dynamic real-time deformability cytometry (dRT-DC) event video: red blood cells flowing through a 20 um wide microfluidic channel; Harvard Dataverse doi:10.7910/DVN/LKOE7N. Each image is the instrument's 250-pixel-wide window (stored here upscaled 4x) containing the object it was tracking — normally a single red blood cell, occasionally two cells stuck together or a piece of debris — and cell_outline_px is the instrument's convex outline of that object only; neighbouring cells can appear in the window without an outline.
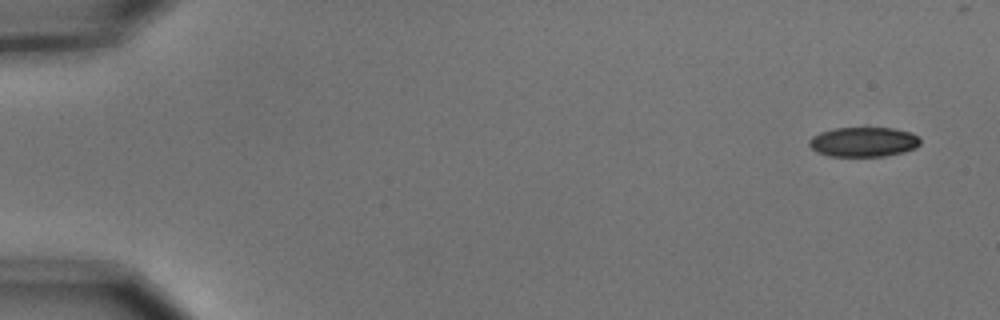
{"species": "common noctule bat (a hibernating species)", "species_latin": "Nyctalus noctula", "temperature_condition": "cold", "stored_images_in_passage": 5, "camera_frame_rate_fps": 3000, "um_per_image_px": 0.085, "animal": {"sex": "male", "body_mass_g": 15.6}, "frame": {"image": 1, "passage_image": 1, "time_ms": 0.0, "image_size_px": [1000, 320], "cell_outline_px": [[920, 144], [916, 148], [904, 152], [884, 156], [828, 156], [816, 152], [808, 144], [808, 140], [812, 136], [820, 132], [832, 128], [864, 124], [892, 128], [912, 132], [920, 140]], "centroid_in_image_um": [73.37, 12.01], "position_along_channel_um": 11.6, "area_um2": 20.23}}
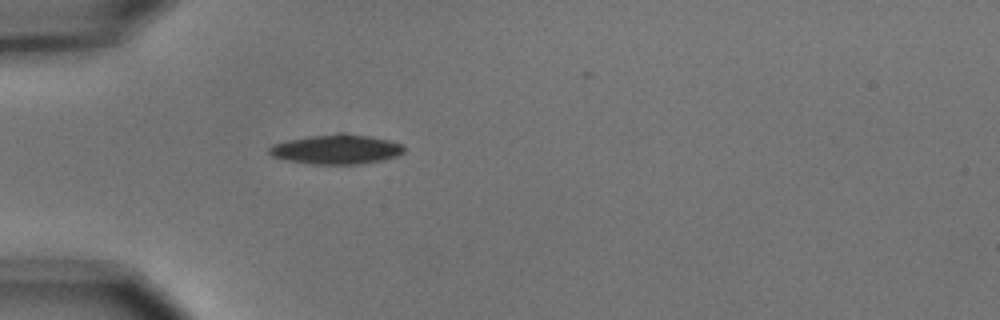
{"frame": {"image": 2, "passage_image": 5, "time_ms": 1.333, "image_size_px": [1000, 320], "cell_outline_px": [[404, 152], [396, 156], [380, 160], [360, 164], [312, 164], [288, 160], [272, 156], [268, 152], [268, 148], [272, 144], [288, 140], [312, 136], [340, 132], [344, 132], [368, 136], [388, 140], [400, 144], [404, 148]], "centroid_in_image_um": [28.57, 12.68], "position_along_channel_um": 56.4, "area_um2": 23.06}}